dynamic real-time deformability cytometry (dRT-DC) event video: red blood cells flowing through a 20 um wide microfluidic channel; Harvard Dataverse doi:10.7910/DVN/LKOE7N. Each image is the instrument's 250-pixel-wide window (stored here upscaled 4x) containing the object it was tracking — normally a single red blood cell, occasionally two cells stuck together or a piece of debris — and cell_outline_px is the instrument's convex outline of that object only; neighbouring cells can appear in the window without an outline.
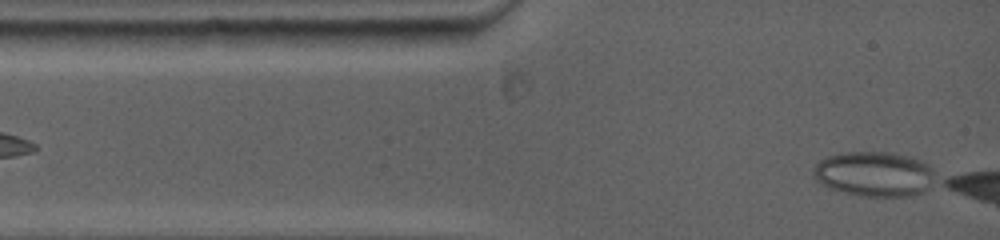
{"species": "common noctule bat (a hibernating species)", "species_latin": "Nyctalus noctula", "temperature_condition": "warm", "stored_images_in_passage": 5, "camera_frame_rate_fps": 5000, "um_per_image_px": 0.085, "animal": {"sex": "female", "body_mass_g": 19.0, "forearm_length_mm": 53.3}, "frame": {"image": 1, "passage_image": 2, "time_ms": 0.4, "image_size_px": [1000, 240], "cell_outline_px": [[924, 168], [904, 192], [860, 192], [840, 188], [824, 180], [820, 176], [820, 164], [824, 160], [832, 156], [856, 152], [868, 152], [900, 156], [912, 160], [920, 164]], "centroid_in_image_um": [73.96, 14.63], "position_along_channel_um": 11.0, "area_um2": 23.76}}